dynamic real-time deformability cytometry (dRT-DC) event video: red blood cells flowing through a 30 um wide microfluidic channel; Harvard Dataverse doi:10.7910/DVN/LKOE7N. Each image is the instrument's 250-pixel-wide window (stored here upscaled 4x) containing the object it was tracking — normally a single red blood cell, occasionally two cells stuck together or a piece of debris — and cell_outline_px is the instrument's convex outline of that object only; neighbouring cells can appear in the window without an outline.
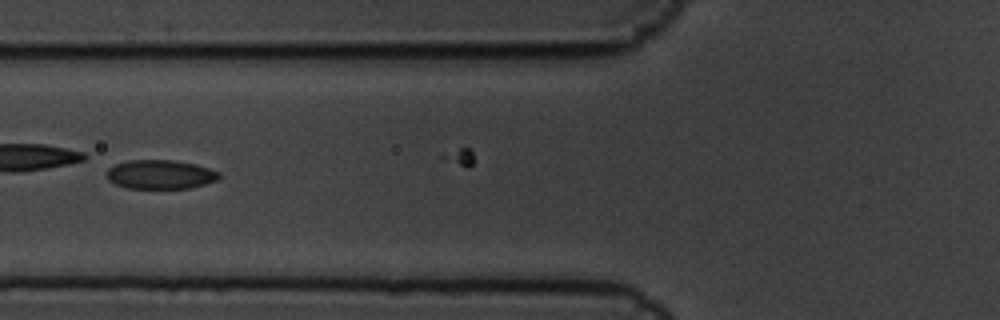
{"species": "common noctule bat (a hibernating species)", "species_latin": "Nyctalus noctula", "temperature_condition": "cold", "stored_images_in_passage": 8, "camera_frame_rate_fps": 3000, "um_per_image_px": 0.085, "animal": {"sex": "male", "body_mass_g": 19.5, "forearm_length_mm": 54.6}, "frame": {"image": 1, "passage_image": 7, "time_ms": 2.0, "image_size_px": [1000, 320], "cell_outline_px": [[220, 176], [216, 180], [192, 188], [128, 188], [116, 184], [108, 180], [108, 168], [116, 164], [128, 160], [172, 160], [196, 164], [220, 172]], "centroid_in_image_um": [13.64, 14.82], "position_along_channel_um": 112.2, "area_um2": 18.9}}